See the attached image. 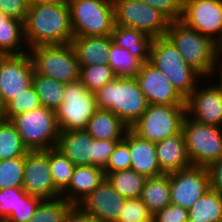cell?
<instances>
[{
  "instance_id": "1",
  "label": "cell",
  "mask_w": 222,
  "mask_h": 222,
  "mask_svg": "<svg viewBox=\"0 0 222 222\" xmlns=\"http://www.w3.org/2000/svg\"><path fill=\"white\" fill-rule=\"evenodd\" d=\"M24 34L28 49L42 45L70 44L74 35L68 3L29 5Z\"/></svg>"
},
{
  "instance_id": "2",
  "label": "cell",
  "mask_w": 222,
  "mask_h": 222,
  "mask_svg": "<svg viewBox=\"0 0 222 222\" xmlns=\"http://www.w3.org/2000/svg\"><path fill=\"white\" fill-rule=\"evenodd\" d=\"M165 36L202 79L211 80L218 56L215 42L210 37L190 28L181 20L170 21Z\"/></svg>"
},
{
  "instance_id": "3",
  "label": "cell",
  "mask_w": 222,
  "mask_h": 222,
  "mask_svg": "<svg viewBox=\"0 0 222 222\" xmlns=\"http://www.w3.org/2000/svg\"><path fill=\"white\" fill-rule=\"evenodd\" d=\"M95 94L98 108L112 111L129 128L148 107L145 95L135 77H116Z\"/></svg>"
},
{
  "instance_id": "4",
  "label": "cell",
  "mask_w": 222,
  "mask_h": 222,
  "mask_svg": "<svg viewBox=\"0 0 222 222\" xmlns=\"http://www.w3.org/2000/svg\"><path fill=\"white\" fill-rule=\"evenodd\" d=\"M149 62L166 76L184 99L196 89L199 81L204 80L166 36L152 39Z\"/></svg>"
},
{
  "instance_id": "5",
  "label": "cell",
  "mask_w": 222,
  "mask_h": 222,
  "mask_svg": "<svg viewBox=\"0 0 222 222\" xmlns=\"http://www.w3.org/2000/svg\"><path fill=\"white\" fill-rule=\"evenodd\" d=\"M74 37L107 36L113 31L112 0H67Z\"/></svg>"
},
{
  "instance_id": "6",
  "label": "cell",
  "mask_w": 222,
  "mask_h": 222,
  "mask_svg": "<svg viewBox=\"0 0 222 222\" xmlns=\"http://www.w3.org/2000/svg\"><path fill=\"white\" fill-rule=\"evenodd\" d=\"M28 52L36 73L65 84L79 80L80 65L71 44L36 46Z\"/></svg>"
},
{
  "instance_id": "7",
  "label": "cell",
  "mask_w": 222,
  "mask_h": 222,
  "mask_svg": "<svg viewBox=\"0 0 222 222\" xmlns=\"http://www.w3.org/2000/svg\"><path fill=\"white\" fill-rule=\"evenodd\" d=\"M10 121L28 150L56 147L60 131L54 110L41 106L14 116Z\"/></svg>"
},
{
  "instance_id": "8",
  "label": "cell",
  "mask_w": 222,
  "mask_h": 222,
  "mask_svg": "<svg viewBox=\"0 0 222 222\" xmlns=\"http://www.w3.org/2000/svg\"><path fill=\"white\" fill-rule=\"evenodd\" d=\"M185 115V104H148L147 110L129 129L141 139L156 143L178 134Z\"/></svg>"
},
{
  "instance_id": "9",
  "label": "cell",
  "mask_w": 222,
  "mask_h": 222,
  "mask_svg": "<svg viewBox=\"0 0 222 222\" xmlns=\"http://www.w3.org/2000/svg\"><path fill=\"white\" fill-rule=\"evenodd\" d=\"M182 132L193 166L207 167L222 157V128L199 123L185 115Z\"/></svg>"
},
{
  "instance_id": "10",
  "label": "cell",
  "mask_w": 222,
  "mask_h": 222,
  "mask_svg": "<svg viewBox=\"0 0 222 222\" xmlns=\"http://www.w3.org/2000/svg\"><path fill=\"white\" fill-rule=\"evenodd\" d=\"M97 109L96 94L79 80L65 84L63 102L55 111L59 131L85 130Z\"/></svg>"
},
{
  "instance_id": "11",
  "label": "cell",
  "mask_w": 222,
  "mask_h": 222,
  "mask_svg": "<svg viewBox=\"0 0 222 222\" xmlns=\"http://www.w3.org/2000/svg\"><path fill=\"white\" fill-rule=\"evenodd\" d=\"M115 24L138 29L152 39L166 35L170 20L141 0H112Z\"/></svg>"
},
{
  "instance_id": "12",
  "label": "cell",
  "mask_w": 222,
  "mask_h": 222,
  "mask_svg": "<svg viewBox=\"0 0 222 222\" xmlns=\"http://www.w3.org/2000/svg\"><path fill=\"white\" fill-rule=\"evenodd\" d=\"M34 66L28 52L0 56V93L6 105L32 86Z\"/></svg>"
},
{
  "instance_id": "13",
  "label": "cell",
  "mask_w": 222,
  "mask_h": 222,
  "mask_svg": "<svg viewBox=\"0 0 222 222\" xmlns=\"http://www.w3.org/2000/svg\"><path fill=\"white\" fill-rule=\"evenodd\" d=\"M22 188L26 193L42 199L61 196L55 188L49 168V149L29 150L25 155Z\"/></svg>"
},
{
  "instance_id": "14",
  "label": "cell",
  "mask_w": 222,
  "mask_h": 222,
  "mask_svg": "<svg viewBox=\"0 0 222 222\" xmlns=\"http://www.w3.org/2000/svg\"><path fill=\"white\" fill-rule=\"evenodd\" d=\"M171 204L190 209L210 189L206 167L191 166L169 174Z\"/></svg>"
},
{
  "instance_id": "15",
  "label": "cell",
  "mask_w": 222,
  "mask_h": 222,
  "mask_svg": "<svg viewBox=\"0 0 222 222\" xmlns=\"http://www.w3.org/2000/svg\"><path fill=\"white\" fill-rule=\"evenodd\" d=\"M181 21L216 42L222 33V0H185Z\"/></svg>"
},
{
  "instance_id": "16",
  "label": "cell",
  "mask_w": 222,
  "mask_h": 222,
  "mask_svg": "<svg viewBox=\"0 0 222 222\" xmlns=\"http://www.w3.org/2000/svg\"><path fill=\"white\" fill-rule=\"evenodd\" d=\"M126 199L104 178L99 186L84 197L76 206L83 213L93 217L97 222H117Z\"/></svg>"
},
{
  "instance_id": "17",
  "label": "cell",
  "mask_w": 222,
  "mask_h": 222,
  "mask_svg": "<svg viewBox=\"0 0 222 222\" xmlns=\"http://www.w3.org/2000/svg\"><path fill=\"white\" fill-rule=\"evenodd\" d=\"M198 86L185 99L186 115L199 123L222 128V90L216 83Z\"/></svg>"
},
{
  "instance_id": "18",
  "label": "cell",
  "mask_w": 222,
  "mask_h": 222,
  "mask_svg": "<svg viewBox=\"0 0 222 222\" xmlns=\"http://www.w3.org/2000/svg\"><path fill=\"white\" fill-rule=\"evenodd\" d=\"M148 104H185V99L166 76L149 61L142 63L135 76Z\"/></svg>"
},
{
  "instance_id": "19",
  "label": "cell",
  "mask_w": 222,
  "mask_h": 222,
  "mask_svg": "<svg viewBox=\"0 0 222 222\" xmlns=\"http://www.w3.org/2000/svg\"><path fill=\"white\" fill-rule=\"evenodd\" d=\"M56 148L76 166H94V139L86 130L60 131Z\"/></svg>"
},
{
  "instance_id": "20",
  "label": "cell",
  "mask_w": 222,
  "mask_h": 222,
  "mask_svg": "<svg viewBox=\"0 0 222 222\" xmlns=\"http://www.w3.org/2000/svg\"><path fill=\"white\" fill-rule=\"evenodd\" d=\"M156 154L161 171L170 174L192 166L186 151L182 130L173 136L156 142Z\"/></svg>"
},
{
  "instance_id": "21",
  "label": "cell",
  "mask_w": 222,
  "mask_h": 222,
  "mask_svg": "<svg viewBox=\"0 0 222 222\" xmlns=\"http://www.w3.org/2000/svg\"><path fill=\"white\" fill-rule=\"evenodd\" d=\"M128 147L131 156V169L147 178L161 176L156 146L154 142L143 140L128 130Z\"/></svg>"
},
{
  "instance_id": "22",
  "label": "cell",
  "mask_w": 222,
  "mask_h": 222,
  "mask_svg": "<svg viewBox=\"0 0 222 222\" xmlns=\"http://www.w3.org/2000/svg\"><path fill=\"white\" fill-rule=\"evenodd\" d=\"M106 178L104 170L93 165L75 166L68 187L61 197L75 206Z\"/></svg>"
},
{
  "instance_id": "23",
  "label": "cell",
  "mask_w": 222,
  "mask_h": 222,
  "mask_svg": "<svg viewBox=\"0 0 222 222\" xmlns=\"http://www.w3.org/2000/svg\"><path fill=\"white\" fill-rule=\"evenodd\" d=\"M76 53L80 67L108 64L110 35L73 37L70 43Z\"/></svg>"
},
{
  "instance_id": "24",
  "label": "cell",
  "mask_w": 222,
  "mask_h": 222,
  "mask_svg": "<svg viewBox=\"0 0 222 222\" xmlns=\"http://www.w3.org/2000/svg\"><path fill=\"white\" fill-rule=\"evenodd\" d=\"M85 130L95 140H123L129 127L112 111L98 108Z\"/></svg>"
},
{
  "instance_id": "25",
  "label": "cell",
  "mask_w": 222,
  "mask_h": 222,
  "mask_svg": "<svg viewBox=\"0 0 222 222\" xmlns=\"http://www.w3.org/2000/svg\"><path fill=\"white\" fill-rule=\"evenodd\" d=\"M110 37L114 45L129 50L142 63L149 61L152 38L144 32L115 24Z\"/></svg>"
},
{
  "instance_id": "26",
  "label": "cell",
  "mask_w": 222,
  "mask_h": 222,
  "mask_svg": "<svg viewBox=\"0 0 222 222\" xmlns=\"http://www.w3.org/2000/svg\"><path fill=\"white\" fill-rule=\"evenodd\" d=\"M140 199L152 215L171 204L169 174L147 178Z\"/></svg>"
},
{
  "instance_id": "27",
  "label": "cell",
  "mask_w": 222,
  "mask_h": 222,
  "mask_svg": "<svg viewBox=\"0 0 222 222\" xmlns=\"http://www.w3.org/2000/svg\"><path fill=\"white\" fill-rule=\"evenodd\" d=\"M188 211V222H221L222 193L209 189Z\"/></svg>"
},
{
  "instance_id": "28",
  "label": "cell",
  "mask_w": 222,
  "mask_h": 222,
  "mask_svg": "<svg viewBox=\"0 0 222 222\" xmlns=\"http://www.w3.org/2000/svg\"><path fill=\"white\" fill-rule=\"evenodd\" d=\"M25 48L28 46L25 41L24 22L10 17L6 24H0V56L21 55L26 53Z\"/></svg>"
},
{
  "instance_id": "29",
  "label": "cell",
  "mask_w": 222,
  "mask_h": 222,
  "mask_svg": "<svg viewBox=\"0 0 222 222\" xmlns=\"http://www.w3.org/2000/svg\"><path fill=\"white\" fill-rule=\"evenodd\" d=\"M32 86L39 96L41 106L56 111L62 104L65 83L34 71Z\"/></svg>"
},
{
  "instance_id": "30",
  "label": "cell",
  "mask_w": 222,
  "mask_h": 222,
  "mask_svg": "<svg viewBox=\"0 0 222 222\" xmlns=\"http://www.w3.org/2000/svg\"><path fill=\"white\" fill-rule=\"evenodd\" d=\"M106 179L121 196L130 199L140 198L147 177L130 168L108 173Z\"/></svg>"
},
{
  "instance_id": "31",
  "label": "cell",
  "mask_w": 222,
  "mask_h": 222,
  "mask_svg": "<svg viewBox=\"0 0 222 222\" xmlns=\"http://www.w3.org/2000/svg\"><path fill=\"white\" fill-rule=\"evenodd\" d=\"M28 151L15 125L0 117V160L25 157Z\"/></svg>"
},
{
  "instance_id": "32",
  "label": "cell",
  "mask_w": 222,
  "mask_h": 222,
  "mask_svg": "<svg viewBox=\"0 0 222 222\" xmlns=\"http://www.w3.org/2000/svg\"><path fill=\"white\" fill-rule=\"evenodd\" d=\"M75 205L63 197L42 199L28 222H64Z\"/></svg>"
},
{
  "instance_id": "33",
  "label": "cell",
  "mask_w": 222,
  "mask_h": 222,
  "mask_svg": "<svg viewBox=\"0 0 222 222\" xmlns=\"http://www.w3.org/2000/svg\"><path fill=\"white\" fill-rule=\"evenodd\" d=\"M75 164L56 147L49 149V168L55 188L62 193L69 185Z\"/></svg>"
},
{
  "instance_id": "34",
  "label": "cell",
  "mask_w": 222,
  "mask_h": 222,
  "mask_svg": "<svg viewBox=\"0 0 222 222\" xmlns=\"http://www.w3.org/2000/svg\"><path fill=\"white\" fill-rule=\"evenodd\" d=\"M108 65L117 77H135L142 62L129 50L112 43L109 49Z\"/></svg>"
},
{
  "instance_id": "35",
  "label": "cell",
  "mask_w": 222,
  "mask_h": 222,
  "mask_svg": "<svg viewBox=\"0 0 222 222\" xmlns=\"http://www.w3.org/2000/svg\"><path fill=\"white\" fill-rule=\"evenodd\" d=\"M117 76L108 64H98L80 67L79 81L90 92H97L106 83L111 82Z\"/></svg>"
},
{
  "instance_id": "36",
  "label": "cell",
  "mask_w": 222,
  "mask_h": 222,
  "mask_svg": "<svg viewBox=\"0 0 222 222\" xmlns=\"http://www.w3.org/2000/svg\"><path fill=\"white\" fill-rule=\"evenodd\" d=\"M39 107H41L39 96L34 87L31 86L5 105L1 118L11 120L14 116Z\"/></svg>"
},
{
  "instance_id": "37",
  "label": "cell",
  "mask_w": 222,
  "mask_h": 222,
  "mask_svg": "<svg viewBox=\"0 0 222 222\" xmlns=\"http://www.w3.org/2000/svg\"><path fill=\"white\" fill-rule=\"evenodd\" d=\"M25 157L0 160V190L22 188Z\"/></svg>"
},
{
  "instance_id": "38",
  "label": "cell",
  "mask_w": 222,
  "mask_h": 222,
  "mask_svg": "<svg viewBox=\"0 0 222 222\" xmlns=\"http://www.w3.org/2000/svg\"><path fill=\"white\" fill-rule=\"evenodd\" d=\"M131 168V156L128 147V131L124 139L119 141L114 148V151L109 156L106 168L104 169L105 176L108 173L122 171Z\"/></svg>"
},
{
  "instance_id": "39",
  "label": "cell",
  "mask_w": 222,
  "mask_h": 222,
  "mask_svg": "<svg viewBox=\"0 0 222 222\" xmlns=\"http://www.w3.org/2000/svg\"><path fill=\"white\" fill-rule=\"evenodd\" d=\"M153 215L140 198L126 199L117 222H153Z\"/></svg>"
},
{
  "instance_id": "40",
  "label": "cell",
  "mask_w": 222,
  "mask_h": 222,
  "mask_svg": "<svg viewBox=\"0 0 222 222\" xmlns=\"http://www.w3.org/2000/svg\"><path fill=\"white\" fill-rule=\"evenodd\" d=\"M42 198L24 193L15 209L4 222H28L34 215Z\"/></svg>"
},
{
  "instance_id": "41",
  "label": "cell",
  "mask_w": 222,
  "mask_h": 222,
  "mask_svg": "<svg viewBox=\"0 0 222 222\" xmlns=\"http://www.w3.org/2000/svg\"><path fill=\"white\" fill-rule=\"evenodd\" d=\"M25 193L23 188H5L0 190V222H4L20 202Z\"/></svg>"
},
{
  "instance_id": "42",
  "label": "cell",
  "mask_w": 222,
  "mask_h": 222,
  "mask_svg": "<svg viewBox=\"0 0 222 222\" xmlns=\"http://www.w3.org/2000/svg\"><path fill=\"white\" fill-rule=\"evenodd\" d=\"M159 10L170 21L181 20L183 2L181 0H141Z\"/></svg>"
},
{
  "instance_id": "43",
  "label": "cell",
  "mask_w": 222,
  "mask_h": 222,
  "mask_svg": "<svg viewBox=\"0 0 222 222\" xmlns=\"http://www.w3.org/2000/svg\"><path fill=\"white\" fill-rule=\"evenodd\" d=\"M153 222H188L189 211L180 206L169 204L156 212L152 217Z\"/></svg>"
},
{
  "instance_id": "44",
  "label": "cell",
  "mask_w": 222,
  "mask_h": 222,
  "mask_svg": "<svg viewBox=\"0 0 222 222\" xmlns=\"http://www.w3.org/2000/svg\"><path fill=\"white\" fill-rule=\"evenodd\" d=\"M121 140H95L94 139V166L105 169L109 156Z\"/></svg>"
},
{
  "instance_id": "45",
  "label": "cell",
  "mask_w": 222,
  "mask_h": 222,
  "mask_svg": "<svg viewBox=\"0 0 222 222\" xmlns=\"http://www.w3.org/2000/svg\"><path fill=\"white\" fill-rule=\"evenodd\" d=\"M29 5L25 0H0V11L8 17L24 22Z\"/></svg>"
},
{
  "instance_id": "46",
  "label": "cell",
  "mask_w": 222,
  "mask_h": 222,
  "mask_svg": "<svg viewBox=\"0 0 222 222\" xmlns=\"http://www.w3.org/2000/svg\"><path fill=\"white\" fill-rule=\"evenodd\" d=\"M210 189L222 193V157L210 163L207 167Z\"/></svg>"
},
{
  "instance_id": "47",
  "label": "cell",
  "mask_w": 222,
  "mask_h": 222,
  "mask_svg": "<svg viewBox=\"0 0 222 222\" xmlns=\"http://www.w3.org/2000/svg\"><path fill=\"white\" fill-rule=\"evenodd\" d=\"M64 222H97L93 217L83 213L77 206H75L66 216Z\"/></svg>"
},
{
  "instance_id": "48",
  "label": "cell",
  "mask_w": 222,
  "mask_h": 222,
  "mask_svg": "<svg viewBox=\"0 0 222 222\" xmlns=\"http://www.w3.org/2000/svg\"><path fill=\"white\" fill-rule=\"evenodd\" d=\"M221 58L222 57H220V56L217 57L216 63L214 65L212 77L214 76V78H217V76H219V78H217L219 80V82L216 85L222 90V59ZM215 74H217V76H215Z\"/></svg>"
},
{
  "instance_id": "49",
  "label": "cell",
  "mask_w": 222,
  "mask_h": 222,
  "mask_svg": "<svg viewBox=\"0 0 222 222\" xmlns=\"http://www.w3.org/2000/svg\"><path fill=\"white\" fill-rule=\"evenodd\" d=\"M67 2V0H35L36 4H56V3H63Z\"/></svg>"
},
{
  "instance_id": "50",
  "label": "cell",
  "mask_w": 222,
  "mask_h": 222,
  "mask_svg": "<svg viewBox=\"0 0 222 222\" xmlns=\"http://www.w3.org/2000/svg\"><path fill=\"white\" fill-rule=\"evenodd\" d=\"M217 56L222 57V33L218 40L215 42Z\"/></svg>"
},
{
  "instance_id": "51",
  "label": "cell",
  "mask_w": 222,
  "mask_h": 222,
  "mask_svg": "<svg viewBox=\"0 0 222 222\" xmlns=\"http://www.w3.org/2000/svg\"><path fill=\"white\" fill-rule=\"evenodd\" d=\"M7 15H5L2 11H0V24H6V20L9 19Z\"/></svg>"
},
{
  "instance_id": "52",
  "label": "cell",
  "mask_w": 222,
  "mask_h": 222,
  "mask_svg": "<svg viewBox=\"0 0 222 222\" xmlns=\"http://www.w3.org/2000/svg\"><path fill=\"white\" fill-rule=\"evenodd\" d=\"M4 107H5V105H4V102H3V99H2V96H1V93H0V117L3 113V111H4Z\"/></svg>"
},
{
  "instance_id": "53",
  "label": "cell",
  "mask_w": 222,
  "mask_h": 222,
  "mask_svg": "<svg viewBox=\"0 0 222 222\" xmlns=\"http://www.w3.org/2000/svg\"><path fill=\"white\" fill-rule=\"evenodd\" d=\"M30 5H35V0H25Z\"/></svg>"
}]
</instances>
